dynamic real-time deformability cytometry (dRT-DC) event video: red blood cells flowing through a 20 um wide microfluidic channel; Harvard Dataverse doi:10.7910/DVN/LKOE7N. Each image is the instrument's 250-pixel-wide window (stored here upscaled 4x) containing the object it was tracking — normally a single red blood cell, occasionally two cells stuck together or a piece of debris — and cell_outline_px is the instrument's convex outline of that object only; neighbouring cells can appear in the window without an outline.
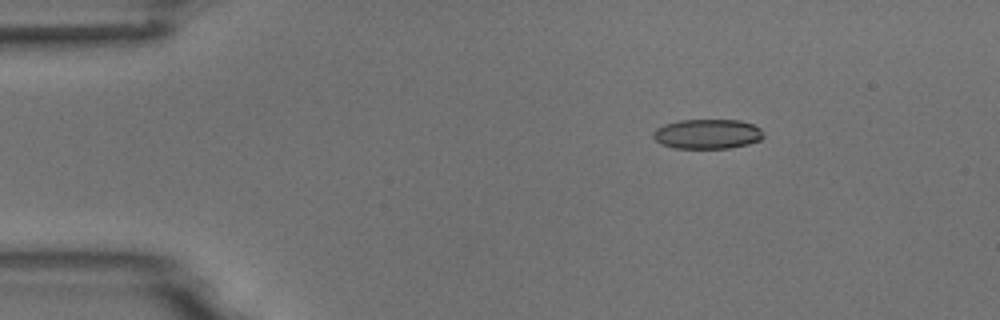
{"species": "common noctule bat (a hibernating species)", "species_latin": "Nyctalus noctula", "temperature_condition": "room temperature", "stored_images_in_passage": 5, "camera_frame_rate_fps": 3000, "um_per_image_px": 0.085, "animal": {"sex": "male", "body_mass_g": 18.8}, "frame": {"image": 1, "passage_image": 3, "time_ms": 2.333, "image_size_px": [1000, 320], "cell_outline_px": [[764, 136], [760, 140], [748, 144], [728, 148], [676, 148], [660, 144], [652, 136], [652, 132], [656, 128], [664, 124], [680, 120], [740, 120], [752, 124], [760, 128]], "centroid_in_image_um": [60.11, 11.38], "position_along_channel_um": 24.9, "area_um2": 19.13}}
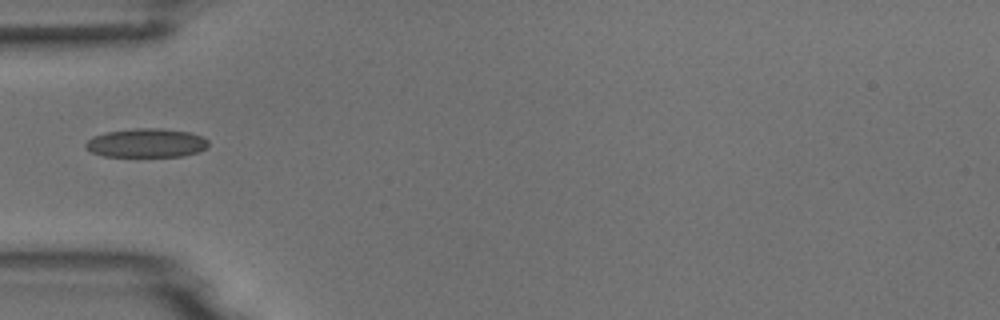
{"frame": {"image": 2, "passage_image": 5, "time_ms": 5.333, "image_size_px": [1000, 320], "cell_outline_px": [[208, 148], [184, 156], [104, 156], [92, 152], [84, 148], [84, 144], [92, 136], [104, 132], [136, 128], [160, 128], [188, 132], [204, 136], [208, 140]], "centroid_in_image_um": [12.43, 12.14], "position_along_channel_um": 72.6, "area_um2": 20.81}}